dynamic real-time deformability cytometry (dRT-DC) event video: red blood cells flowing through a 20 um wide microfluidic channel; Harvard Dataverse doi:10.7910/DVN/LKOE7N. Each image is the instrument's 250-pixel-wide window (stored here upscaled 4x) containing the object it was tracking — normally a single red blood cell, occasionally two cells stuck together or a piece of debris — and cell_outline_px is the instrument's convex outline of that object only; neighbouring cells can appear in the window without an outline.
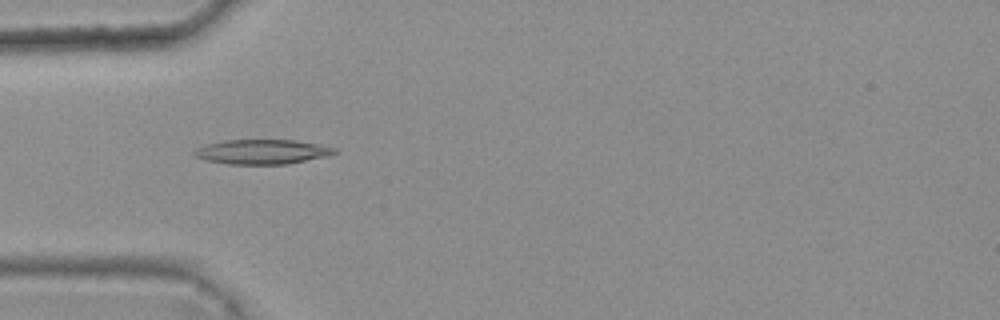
{"species": "common noctule bat (a hibernating species)", "species_latin": "Nyctalus noctula", "temperature_condition": "warm", "stored_images_in_passage": 6, "camera_frame_rate_fps": 3000, "um_per_image_px": 0.085, "animal": {"sex": "female", "body_mass_g": 25.1}, "frame": {"image": 1, "passage_image": 5, "time_ms": 1.333, "image_size_px": [1000, 320], "cell_outline_px": [[336, 152], [328, 156], [288, 164], [228, 164], [204, 160], [196, 156], [192, 152], [196, 148], [208, 144], [224, 140], [296, 140], [320, 144], [336, 148]], "centroid_in_image_um": [22.29, 12.9], "position_along_channel_um": 62.7, "area_um2": 20.17}}
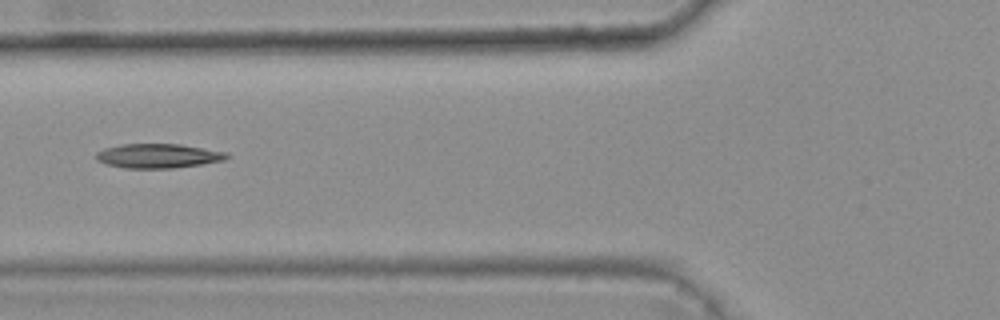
{"frame": {"image": 2, "passage_image": 6, "time_ms": 1.667, "image_size_px": [1000, 320], "cell_outline_px": [[232, 156], [224, 160], [200, 164], [172, 168], [124, 168], [108, 164], [96, 160], [96, 152], [104, 148], [120, 144], [180, 144], [228, 152]], "centroid_in_image_um": [13.46, 13.24], "position_along_channel_um": 112.3, "area_um2": 18.55}}